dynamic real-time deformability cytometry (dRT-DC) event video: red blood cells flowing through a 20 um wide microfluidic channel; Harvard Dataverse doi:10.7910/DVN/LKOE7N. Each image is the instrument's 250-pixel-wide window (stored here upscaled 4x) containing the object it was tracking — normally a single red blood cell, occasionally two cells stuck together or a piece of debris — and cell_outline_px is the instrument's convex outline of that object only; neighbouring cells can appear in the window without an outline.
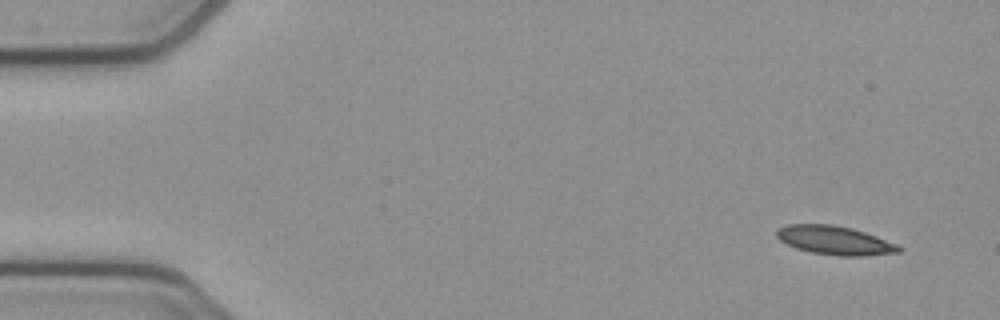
{"species": "common noctule bat (a hibernating species)", "species_latin": "Nyctalus noctula", "temperature_condition": "cold", "stored_images_in_passage": 7, "camera_frame_rate_fps": 3000, "um_per_image_px": 0.085, "animal": {"sex": "female", "body_mass_g": 21.9}, "frame": {"image": 1, "passage_image": 1, "time_ms": 0.0, "image_size_px": [1000, 320], "cell_outline_px": [[904, 248], [900, 252], [864, 256], [840, 256], [812, 252], [796, 248], [780, 240], [776, 236], [776, 232], [780, 228], [788, 224], [832, 224], [852, 228], [876, 236], [896, 244]], "centroid_in_image_um": [70.97, 20.43], "position_along_channel_um": 14.0, "area_um2": 20.35}}
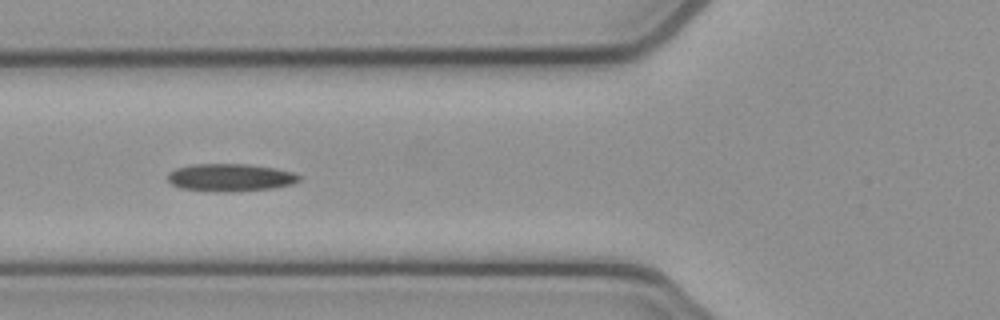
{"frame": {"image": 2, "passage_image": 5, "time_ms": 1.333, "image_size_px": [1000, 320], "cell_outline_px": [[300, 180], [292, 184], [272, 188], [228, 192], [216, 192], [180, 188], [172, 184], [168, 180], [168, 172], [176, 168], [192, 164], [248, 164], [276, 168], [292, 172], [300, 176]], "centroid_in_image_um": [19.56, 15.09], "position_along_channel_um": 106.2, "area_um2": 21.21}}
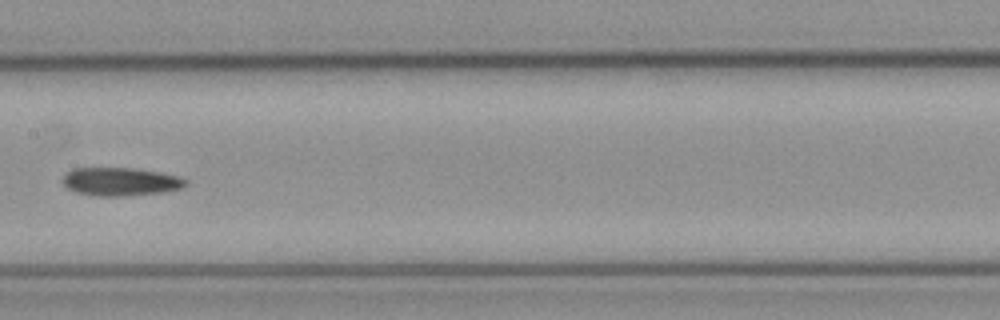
{"frame": {"image": 3, "passage_image": 7, "time_ms": 2.0, "image_size_px": [1000, 320], "cell_outline_px": [[188, 184], [180, 188], [160, 192], [124, 196], [92, 196], [76, 192], [68, 188], [60, 180], [72, 168], [132, 168], [160, 172], [180, 176], [188, 180]], "centroid_in_image_um": [10.23, 15.43], "position_along_channel_um": 197.2, "area_um2": 20.29}}